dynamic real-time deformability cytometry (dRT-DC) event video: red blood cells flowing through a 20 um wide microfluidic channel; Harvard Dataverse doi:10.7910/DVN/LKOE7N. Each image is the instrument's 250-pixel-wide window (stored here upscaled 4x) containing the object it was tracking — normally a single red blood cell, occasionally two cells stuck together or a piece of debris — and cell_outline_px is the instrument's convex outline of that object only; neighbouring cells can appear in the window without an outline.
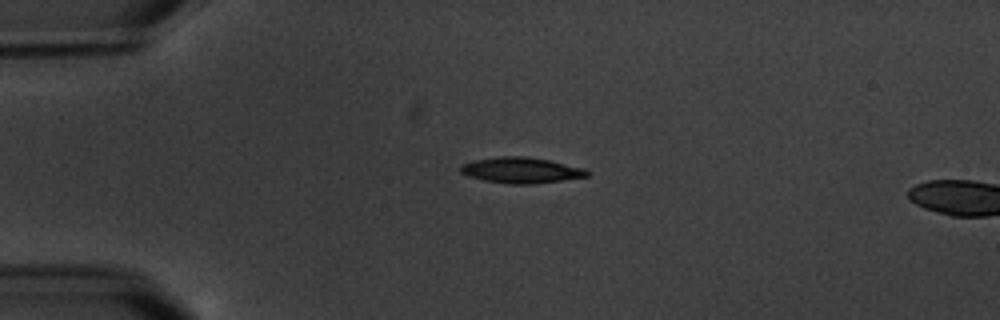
{"species": "common noctule bat (a hibernating species)", "species_latin": "Nyctalus noctula", "temperature_condition": "warm", "stored_images_in_passage": 6, "segment_of_instrument_passage": [1, 2], "camera_frame_rate_fps": 3000, "um_per_image_px": 0.085, "animal": {"sex": "male", "body_mass_g": 20.1, "forearm_length_mm": 53.5}, "frame": {"image": 1, "passage_image": 4, "time_ms": 4.333, "image_size_px": [1000, 320], "cell_outline_px": [[588, 176], [536, 184], [512, 184], [484, 180], [468, 176], [460, 172], [460, 164], [476, 160], [500, 156], [524, 156], [548, 160], [584, 168], [588, 172]], "centroid_in_image_um": [44.27, 14.47], "position_along_channel_um": 40.7, "area_um2": 18.84}}